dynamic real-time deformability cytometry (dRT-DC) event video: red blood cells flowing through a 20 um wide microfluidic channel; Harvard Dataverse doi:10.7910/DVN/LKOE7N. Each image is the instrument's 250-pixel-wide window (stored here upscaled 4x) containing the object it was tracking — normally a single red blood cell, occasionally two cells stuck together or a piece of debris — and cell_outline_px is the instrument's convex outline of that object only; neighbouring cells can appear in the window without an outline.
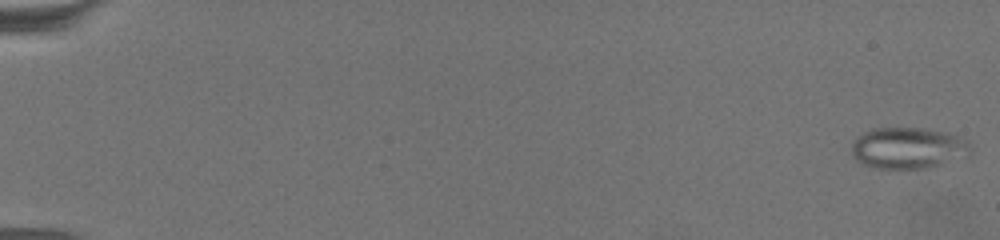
{"species": "common noctule bat (a hibernating species)", "species_latin": "Nyctalus noctula", "temperature_condition": "warm", "stored_images_in_passage": 70, "camera_frame_rate_fps": 3000, "um_per_image_px": 0.085, "animal": {"sex": "female", "body_mass_g": 19.5, "forearm_length_mm": 54.1}, "frame": {"image": 1, "passage_image": 1, "time_ms": 0.0, "image_size_px": [1000, 240], "cell_outline_px": [[976, 148], [972, 156], [924, 168], [876, 168], [864, 164], [856, 160], [852, 156], [852, 140], [856, 136], [872, 128], [924, 128], [948, 132], [968, 140], [976, 144]], "centroid_in_image_um": [77.29, 12.57], "position_along_channel_um": 7.7, "area_um2": 29.42}}
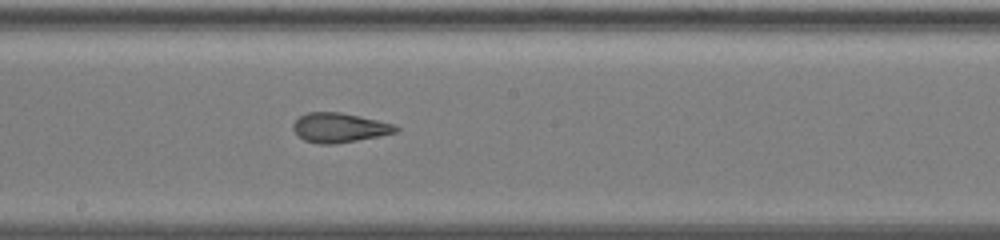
{"frame": {"image": 2, "passage_image": 41, "time_ms": 13.333, "image_size_px": [1000, 240], "cell_outline_px": [[400, 128], [396, 132], [380, 136], [332, 144], [320, 144], [304, 140], [292, 128], [292, 124], [300, 116], [308, 112], [340, 112], [360, 116], [396, 124]], "centroid_in_image_um": [28.87, 10.84], "position_along_channel_um": 219.3, "area_um2": 17.57}}
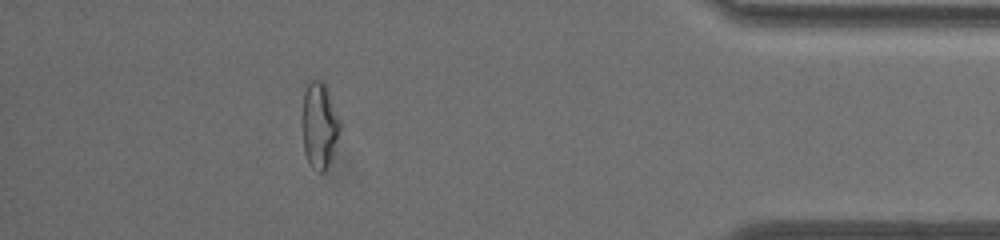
{"frame": {"image": 3, "passage_image": 63, "time_ms": 20.667, "image_size_px": [1000, 240], "cell_outline_px": [[340, 132], [328, 164], [324, 172], [320, 172], [312, 168], [304, 152], [304, 92], [308, 84], [312, 80], [320, 80], [324, 84], [328, 92], [340, 120]], "centroid_in_image_um": [27.17, 10.67], "position_along_channel_um": 408.0, "area_um2": 18.09}, "authors_computed_cell_mechanics": {"area_um2": 20.23, "velocity_mm_per_s": 3.0993, "shape_relaxation_time_tau1_ms": null, "shape_relaxation_time_tau2_ms": 1.8119, "deformation_change_tau1": null, "deformation_change_tau2": 0.105}}